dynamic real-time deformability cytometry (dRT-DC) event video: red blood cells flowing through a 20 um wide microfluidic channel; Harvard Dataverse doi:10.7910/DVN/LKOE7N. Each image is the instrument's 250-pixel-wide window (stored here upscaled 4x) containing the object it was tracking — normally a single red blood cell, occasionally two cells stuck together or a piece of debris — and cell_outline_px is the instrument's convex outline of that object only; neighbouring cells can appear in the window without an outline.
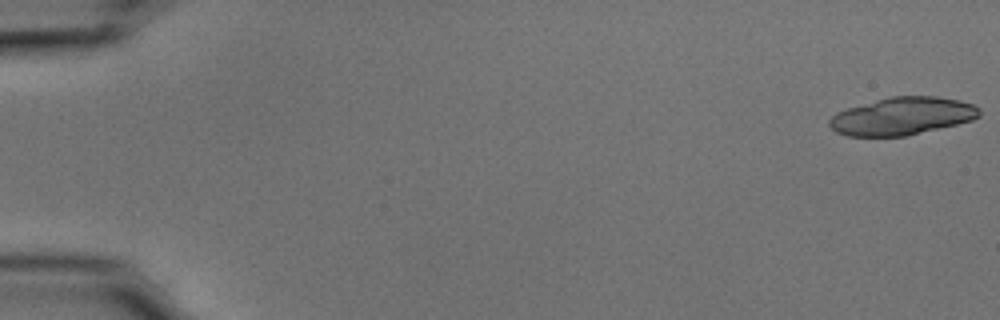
{"species": "common noctule bat (a hibernating species)", "species_latin": "Nyctalus noctula", "temperature_condition": "cold", "stored_images_in_passage": 23, "camera_frame_rate_fps": 3000, "um_per_image_px": 0.085, "animal": {"sex": "male", "body_mass_g": 15.6}, "frame": {"image": 1, "passage_image": 1, "time_ms": 0.0, "image_size_px": [1000, 320], "cell_outline_px": [[980, 116], [972, 120], [908, 136], [848, 136], [836, 132], [828, 124], [828, 120], [836, 112], [848, 108], [876, 100], [892, 96], [936, 96], [960, 100], [972, 104], [980, 108]], "centroid_in_image_um": [76.69, 9.87], "position_along_channel_um": 8.3, "area_um2": 32.89}}